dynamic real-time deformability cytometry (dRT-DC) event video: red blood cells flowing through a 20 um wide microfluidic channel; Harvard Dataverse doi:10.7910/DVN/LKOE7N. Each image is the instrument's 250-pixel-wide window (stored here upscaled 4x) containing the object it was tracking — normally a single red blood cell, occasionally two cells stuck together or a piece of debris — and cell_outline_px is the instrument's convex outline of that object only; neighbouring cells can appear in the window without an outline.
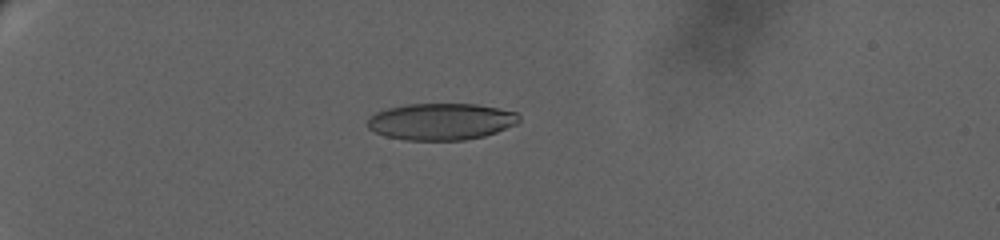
{"species": "human", "species_latin": "Homo sapiens", "temperature_condition": "warm", "stored_images_in_passage": 34, "camera_frame_rate_fps": 3000, "um_per_image_px": 0.085, "donor": {"sex": "female"}, "frame": {"image": 1, "passage_image": 12, "time_ms": 8.333, "image_size_px": [1000, 240], "cell_outline_px": [[520, 120], [516, 124], [496, 132], [484, 136], [464, 140], [404, 140], [384, 136], [368, 128], [368, 120], [376, 112], [388, 108], [408, 104], [476, 104], [516, 112], [520, 116]], "centroid_in_image_um": [37.49, 10.34], "position_along_channel_um": 47.5, "area_um2": 32.31}}
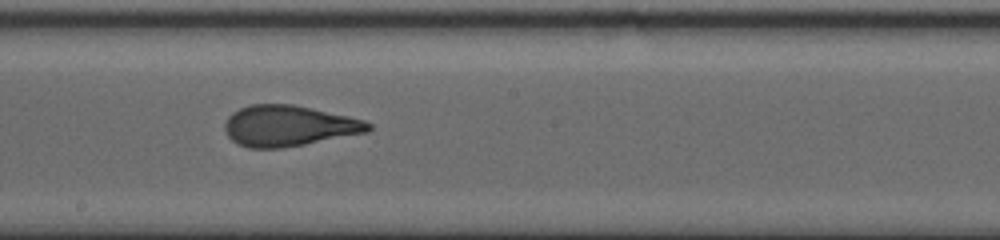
{"frame": {"image": 2, "passage_image": 21, "time_ms": 16.333, "image_size_px": [1000, 240], "cell_outline_px": [[372, 128], [368, 132], [304, 144], [280, 148], [248, 148], [236, 144], [228, 136], [224, 128], [224, 124], [228, 116], [232, 112], [240, 108], [252, 104], [292, 104], [312, 108], [348, 116], [364, 120], [372, 124]], "centroid_in_image_um": [24.52, 10.69], "position_along_channel_um": 223.7, "area_um2": 34.16}}
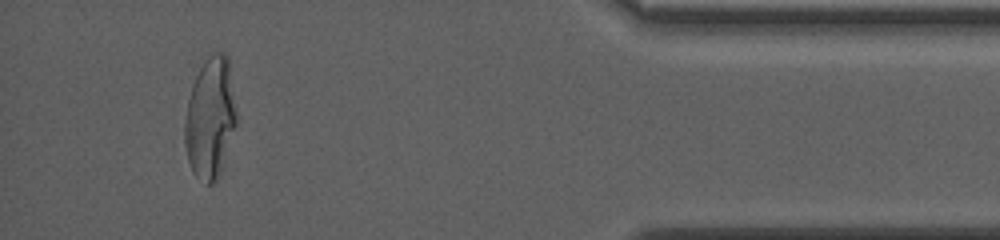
{"frame": {"image": 3, "passage_image": 31, "time_ms": 24.333, "image_size_px": [1000, 240], "cell_outline_px": [[240, 128], [212, 184], [208, 184], [196, 176], [188, 160], [184, 144], [184, 124], [188, 100], [192, 84], [204, 60], [212, 52], [224, 52], [228, 56]], "centroid_in_image_um": [17.92, 9.98], "position_along_channel_um": 417.3, "area_um2": 37.17}, "authors_computed_cell_mechanics": {"area_um2": 34.0153, "velocity_mm_per_s": 2.9182, "shape_relaxation_time_tau1_ms": 8.6381, "shape_relaxation_time_tau2_ms": 1.207, "deformation_change_tau1": 0.2691, "deformation_change_tau2": 0.0872}}